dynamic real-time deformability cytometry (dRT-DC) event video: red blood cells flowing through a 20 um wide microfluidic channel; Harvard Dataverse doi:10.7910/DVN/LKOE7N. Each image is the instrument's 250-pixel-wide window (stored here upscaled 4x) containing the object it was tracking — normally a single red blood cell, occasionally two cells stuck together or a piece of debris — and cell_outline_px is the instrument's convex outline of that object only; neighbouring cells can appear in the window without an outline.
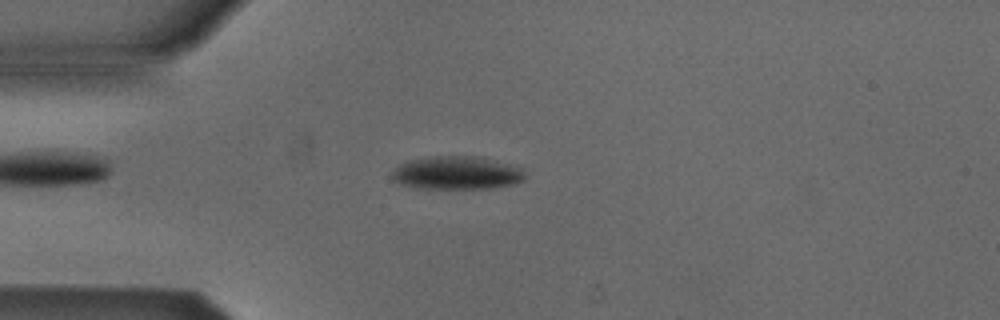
{"species": "Egyptian fruit bat (a non-hibernating species)", "species_latin": "Rousettus aegyptiacus", "temperature_condition": "cold", "stored_images_in_passage": 5, "camera_frame_rate_fps": 3000, "um_per_image_px": 0.085, "animal": {"sex": "male"}, "frame": {"image": 1, "passage_image": 4, "time_ms": 4.333, "image_size_px": [1000, 320], "cell_outline_px": [[524, 180], [512, 184], [492, 188], [416, 188], [400, 184], [392, 180], [392, 172], [400, 164], [408, 160], [436, 156], [480, 156], [496, 160], [520, 168], [524, 172]], "centroid_in_image_um": [38.8, 14.69], "position_along_channel_um": 46.2, "area_um2": 25.66}}